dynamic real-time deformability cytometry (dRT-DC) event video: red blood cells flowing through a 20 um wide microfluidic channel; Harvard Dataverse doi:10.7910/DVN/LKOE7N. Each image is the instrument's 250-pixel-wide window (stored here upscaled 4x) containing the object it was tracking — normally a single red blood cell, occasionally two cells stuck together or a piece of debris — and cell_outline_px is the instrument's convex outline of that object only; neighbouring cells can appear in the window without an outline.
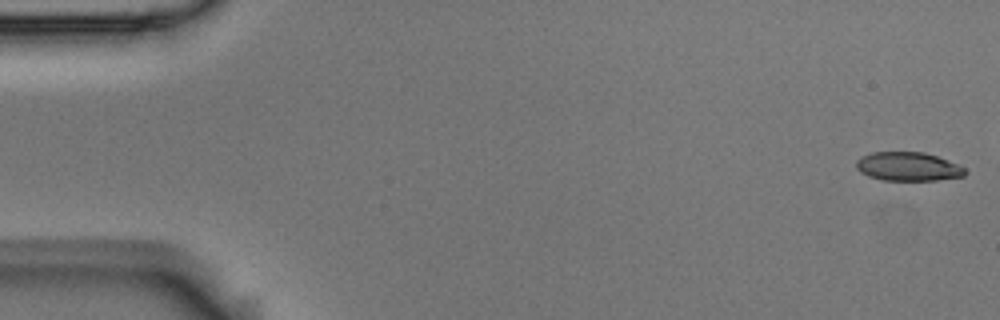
{"species": "Egyptian fruit bat (a non-hibernating species)", "species_latin": "Rousettus aegyptiacus", "temperature_condition": "room temperature", "stored_images_in_passage": 47, "camera_frame_rate_fps": 3000, "um_per_image_px": 0.085, "animal": {"sex": "male"}, "frame": {"image": 1, "passage_image": 1, "time_ms": 0.0, "image_size_px": [1000, 320], "cell_outline_px": [[968, 172], [964, 176], [936, 180], [880, 180], [868, 176], [860, 172], [856, 168], [856, 160], [860, 156], [872, 152], [924, 152], [948, 160], [964, 168]], "centroid_in_image_um": [77.15, 14.16], "position_along_channel_um": 7.8, "area_um2": 18.32}}
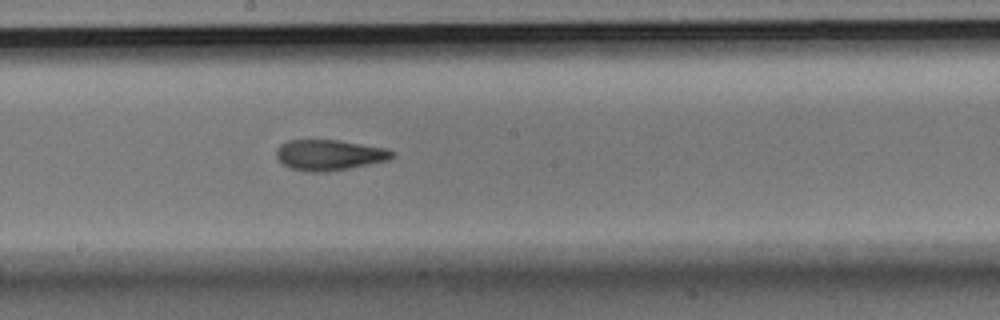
{"frame": {"image": 2, "passage_image": 29, "time_ms": 9.333, "image_size_px": [1000, 320], "cell_outline_px": [[396, 156], [388, 160], [328, 172], [308, 172], [292, 168], [284, 164], [276, 156], [276, 148], [280, 144], [288, 140], [336, 140], [388, 148], [396, 152]], "centroid_in_image_um": [28.02, 13.17], "position_along_channel_um": 220.2, "area_um2": 20.69}}
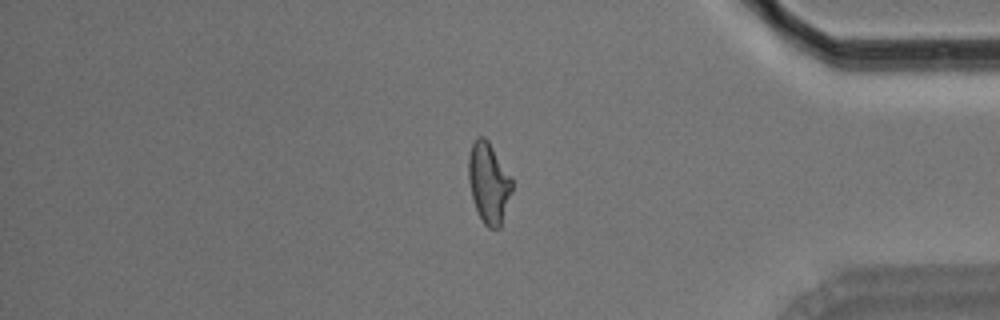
{"frame": {"image": 3, "passage_image": 45, "time_ms": 14.667, "image_size_px": [1000, 320], "cell_outline_px": [[512, 192], [500, 228], [488, 228], [484, 224], [476, 208], [472, 196], [468, 180], [468, 156], [472, 144], [476, 136], [484, 136], [488, 140], [512, 180]], "centroid_in_image_um": [41.52, 15.54], "position_along_channel_um": 393.7, "area_um2": 20.29}, "authors_computed_cell_mechanics": {"area_um2": 20.2878, "velocity_mm_per_s": 3.7423, "shape_relaxation_time_tau1_ms": 4.9133, "shape_relaxation_time_tau2_ms": 2.3252, "deformation_change_tau1": 0.1726, "deformation_change_tau2": 0.1096}}